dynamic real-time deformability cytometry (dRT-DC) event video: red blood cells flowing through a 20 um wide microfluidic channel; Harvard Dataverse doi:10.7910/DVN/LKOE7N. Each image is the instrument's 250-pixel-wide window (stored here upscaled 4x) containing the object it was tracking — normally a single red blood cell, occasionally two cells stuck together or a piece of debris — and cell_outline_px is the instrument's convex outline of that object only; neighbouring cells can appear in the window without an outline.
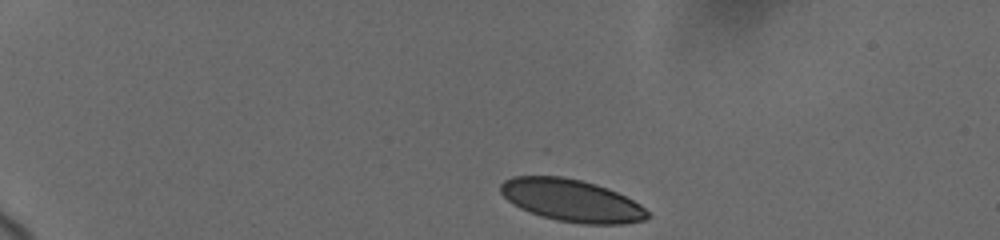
{"species": "human", "species_latin": "Homo sapiens", "temperature_condition": "cold", "stored_images_in_passage": 8, "camera_frame_rate_fps": 3000, "um_per_image_px": 0.085, "donor": {"sex": "female"}, "frame": {"image": 1, "passage_image": 1, "time_ms": 0.0, "image_size_px": [1000, 240], "cell_outline_px": [[652, 216], [644, 220], [624, 224], [584, 224], [556, 220], [540, 216], [520, 208], [512, 204], [500, 192], [500, 184], [504, 180], [512, 176], [564, 176], [596, 184], [608, 188], [640, 204]], "centroid_in_image_um": [48.57, 17.04], "position_along_channel_um": 36.4, "area_um2": 36.3}}
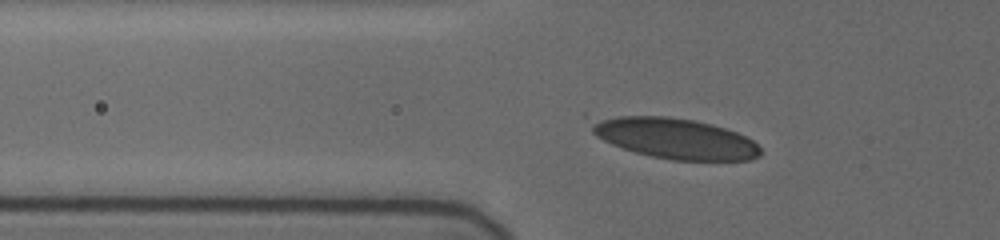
{"frame": {"image": 2, "passage_image": 6, "time_ms": 3.0, "image_size_px": [1000, 240], "cell_outline_px": [[760, 156], [748, 160], [672, 160], [652, 156], [636, 152], [612, 144], [596, 136], [592, 132], [592, 120], [620, 116], [668, 116], [696, 120], [712, 124], [736, 132], [752, 140], [760, 148]], "centroid_in_image_um": [57.39, 11.76], "position_along_channel_um": 68.4, "area_um2": 39.59}}